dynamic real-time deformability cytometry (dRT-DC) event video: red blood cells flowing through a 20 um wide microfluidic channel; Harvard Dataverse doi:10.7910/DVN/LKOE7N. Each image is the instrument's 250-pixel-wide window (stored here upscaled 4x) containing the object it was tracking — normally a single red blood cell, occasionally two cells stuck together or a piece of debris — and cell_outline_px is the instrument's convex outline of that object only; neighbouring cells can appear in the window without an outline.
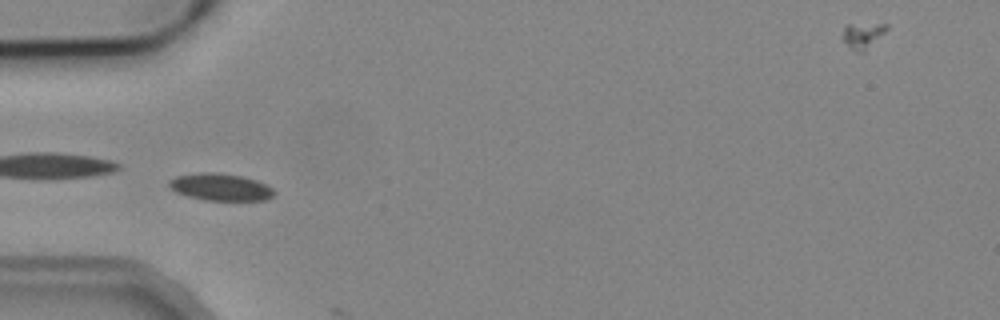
{"species": "common noctule bat (a hibernating species)", "species_latin": "Nyctalus noctula", "temperature_condition": "cold", "stored_images_in_passage": 5, "camera_frame_rate_fps": 3000, "um_per_image_px": 0.085, "animal": {"sex": "male", "body_mass_g": 19.2, "forearm_length_mm": 51.8}, "frame": {"image": 1, "passage_image": 4, "time_ms": 5.333, "image_size_px": [1000, 320], "cell_outline_px": [[276, 192], [272, 196], [264, 200], [204, 200], [188, 196], [176, 192], [168, 184], [168, 180], [176, 176], [200, 172], [216, 172], [240, 176], [256, 180], [272, 188]], "centroid_in_image_um": [18.72, 15.89], "position_along_channel_um": 66.3, "area_um2": 16.47}}